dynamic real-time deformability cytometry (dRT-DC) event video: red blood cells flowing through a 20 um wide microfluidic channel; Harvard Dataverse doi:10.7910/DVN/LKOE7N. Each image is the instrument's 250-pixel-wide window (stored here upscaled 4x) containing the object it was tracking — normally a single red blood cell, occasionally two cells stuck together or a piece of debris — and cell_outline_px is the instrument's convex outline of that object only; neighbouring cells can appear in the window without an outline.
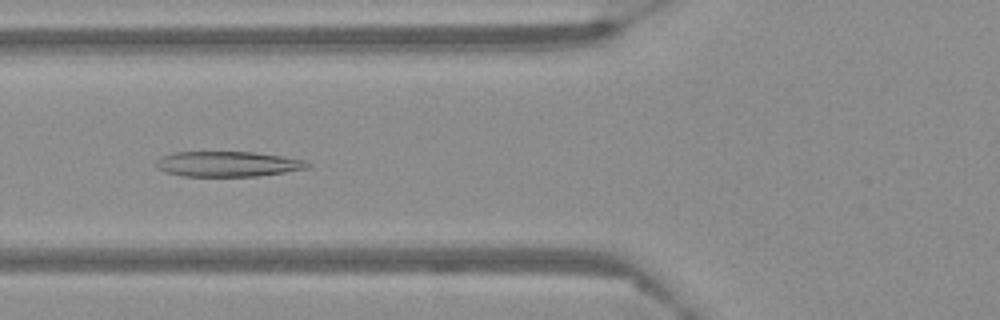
{"species": "Egyptian fruit bat (a non-hibernating species)", "species_latin": "Rousettus aegyptiacus", "temperature_condition": "warm", "stored_images_in_passage": 59, "camera_frame_rate_fps": 3000, "um_per_image_px": 0.085, "frame": {"image": 1, "passage_image": 23, "time_ms": 7.333, "image_size_px": [1000, 320], "cell_outline_px": [[312, 164], [308, 168], [284, 172], [256, 176], [184, 176], [164, 172], [156, 168], [156, 160], [160, 156], [172, 152], [252, 152], [284, 156], [304, 160]], "centroid_in_image_um": [19.33, 13.93], "position_along_channel_um": 106.5, "area_um2": 22.43}}
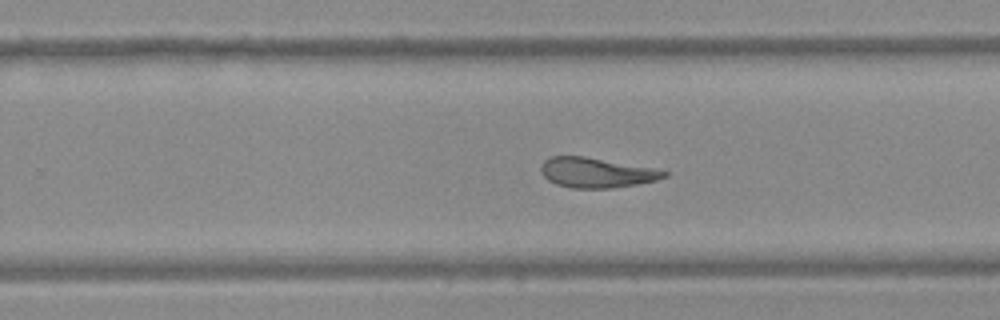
{"frame": {"image": 2, "passage_image": 38, "time_ms": 12.333, "image_size_px": [1000, 320], "cell_outline_px": [[668, 176], [656, 180], [636, 184], [612, 188], [572, 188], [556, 184], [548, 180], [540, 172], [540, 164], [548, 156], [584, 156], [652, 168], [668, 172]], "centroid_in_image_um": [50.63, 14.67], "position_along_channel_um": 279.2, "area_um2": 21.44}}
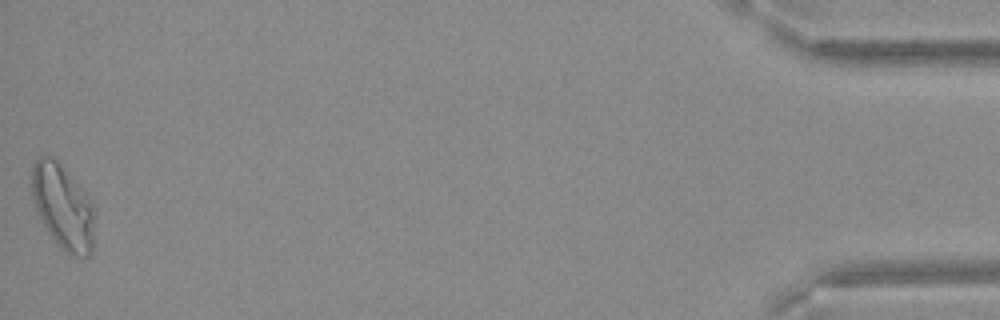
{"frame": {"image": 3, "passage_image": 59, "time_ms": 19.333, "image_size_px": [1000, 320], "cell_outline_px": [[96, 212], [92, 252], [88, 256], [72, 256], [60, 248], [56, 244], [40, 220], [32, 196], [32, 164], [40, 156], [48, 156], [56, 160], [96, 208]], "centroid_in_image_um": [5.36, 17.65], "position_along_channel_um": 429.8, "area_um2": 30.87}}